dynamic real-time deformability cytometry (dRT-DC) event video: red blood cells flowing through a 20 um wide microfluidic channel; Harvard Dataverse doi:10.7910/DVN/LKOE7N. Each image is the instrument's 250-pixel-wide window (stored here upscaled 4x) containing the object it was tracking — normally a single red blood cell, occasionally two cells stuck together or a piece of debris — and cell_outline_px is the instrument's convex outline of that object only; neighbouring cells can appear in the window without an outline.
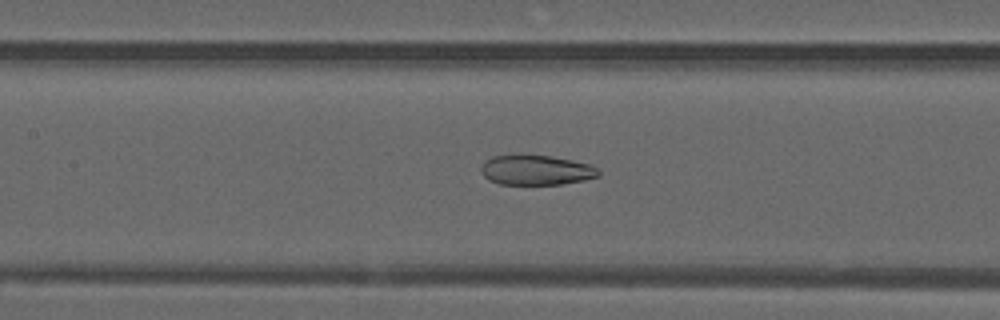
{"species": "common noctule bat (a hibernating species)", "species_latin": "Nyctalus noctula", "temperature_condition": "warm", "stored_images_in_passage": 50, "camera_frame_rate_fps": 3000, "um_per_image_px": 0.085, "animal": {"sex": "male", "forearm_length_mm": 52.5}, "frame": {"image": 1, "passage_image": 22, "time_ms": 7.0, "image_size_px": [1000, 320], "cell_outline_px": [[600, 176], [584, 180], [564, 184], [500, 184], [488, 180], [480, 172], [480, 168], [492, 156], [520, 152], [552, 156], [592, 164], [600, 172]], "centroid_in_image_um": [45.56, 14.42], "position_along_channel_um": 161.8, "area_um2": 21.15}}
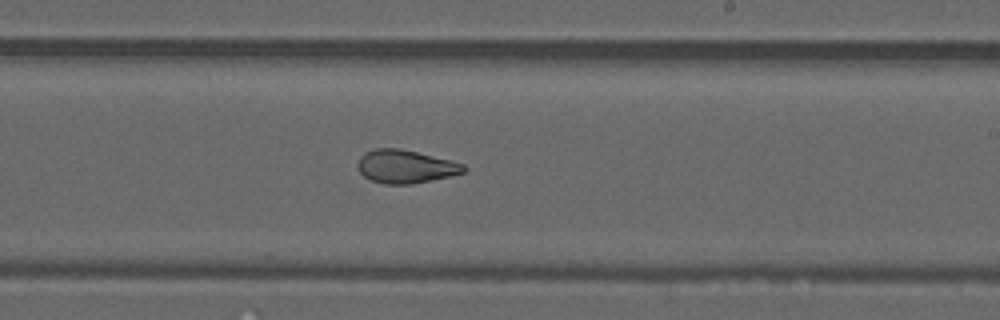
{"frame": {"image": 2, "passage_image": 29, "time_ms": 9.333, "image_size_px": [1000, 320], "cell_outline_px": [[468, 168], [464, 172], [432, 180], [412, 184], [384, 184], [372, 180], [364, 176], [360, 172], [356, 164], [360, 156], [364, 152], [376, 148], [400, 148], [452, 160], [464, 164]], "centroid_in_image_um": [34.46, 14.14], "position_along_channel_um": 254.5, "area_um2": 20.63}}
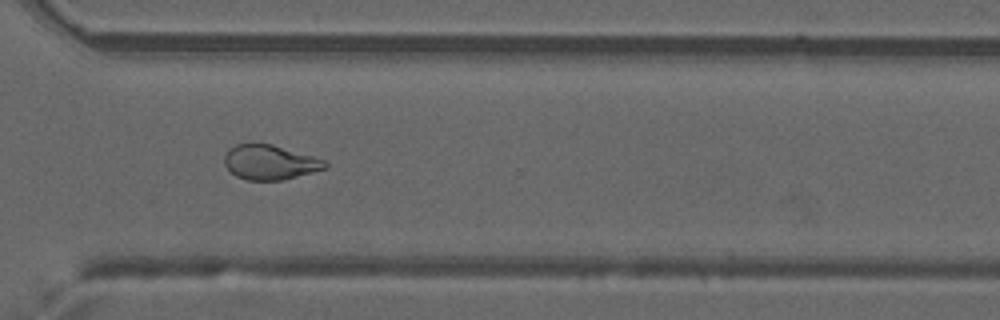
{"frame": {"image": 3, "passage_image": 36, "time_ms": 11.667, "image_size_px": [1000, 320], "cell_outline_px": [[328, 168], [284, 180], [248, 180], [236, 176], [224, 164], [224, 156], [228, 148], [236, 144], [272, 144], [328, 160]], "centroid_in_image_um": [22.98, 13.79], "position_along_channel_um": 347.6, "area_um2": 20.52}, "authors_computed_cell_mechanics": {"area_um2": 23.5824, "velocity_mm_per_s": 3.9951, "shape_relaxation_time_tau1_ms": null, "shape_relaxation_time_tau2_ms": 1.5589, "deformation_change_tau1": null, "deformation_change_tau2": 0.0855}}